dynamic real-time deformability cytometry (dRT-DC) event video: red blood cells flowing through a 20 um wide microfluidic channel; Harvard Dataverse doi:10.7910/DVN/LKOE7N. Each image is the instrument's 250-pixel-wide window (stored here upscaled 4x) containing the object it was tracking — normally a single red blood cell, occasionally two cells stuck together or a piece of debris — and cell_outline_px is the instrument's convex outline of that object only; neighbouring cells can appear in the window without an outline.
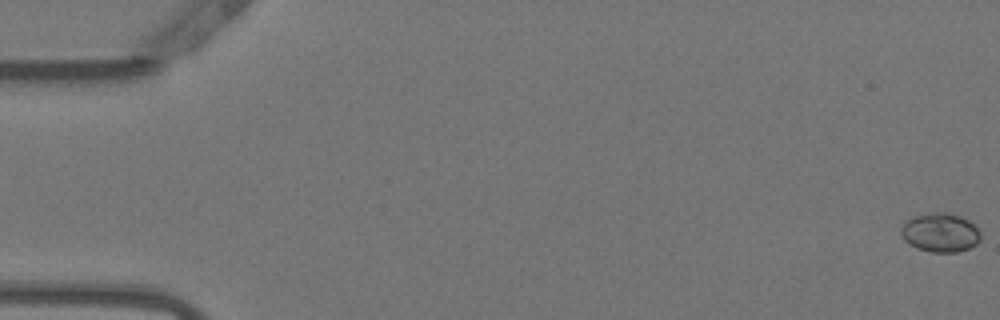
{"species": "Egyptian fruit bat (a non-hibernating species)", "species_latin": "Rousettus aegyptiacus", "temperature_condition": "warm", "stored_images_in_passage": 52, "camera_frame_rate_fps": 3000, "um_per_image_px": 0.085, "animal": {"sex": "female"}, "frame": {"image": 1, "passage_image": 1, "time_ms": 0.0, "image_size_px": [1000, 320], "cell_outline_px": [[980, 240], [976, 244], [968, 248], [956, 252], [932, 252], [916, 248], [908, 244], [904, 240], [900, 232], [900, 228], [912, 216], [936, 212], [948, 212], [960, 216], [968, 220], [980, 232]], "centroid_in_image_um": [79.9, 19.77], "position_along_channel_um": 5.1, "area_um2": 18.03}}
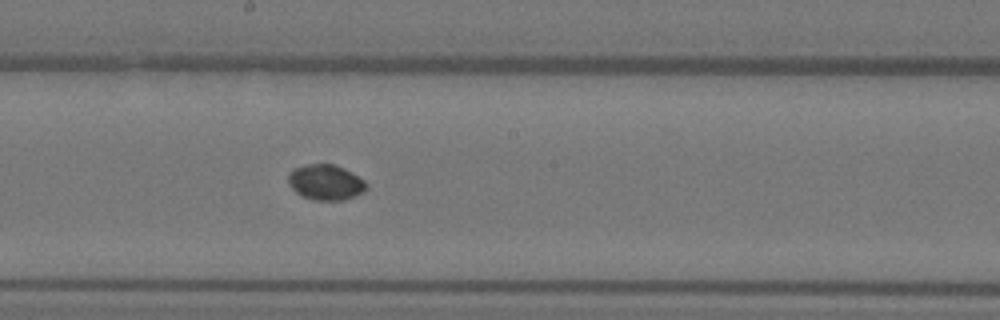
{"frame": {"image": 2, "passage_image": 30, "time_ms": 9.667, "image_size_px": [1000, 320], "cell_outline_px": [[368, 184], [364, 192], [344, 200], [312, 200], [296, 192], [288, 184], [288, 176], [292, 168], [308, 164], [336, 164], [344, 168], [364, 180]], "centroid_in_image_um": [27.68, 15.49], "position_along_channel_um": 220.5, "area_um2": 16.18}}
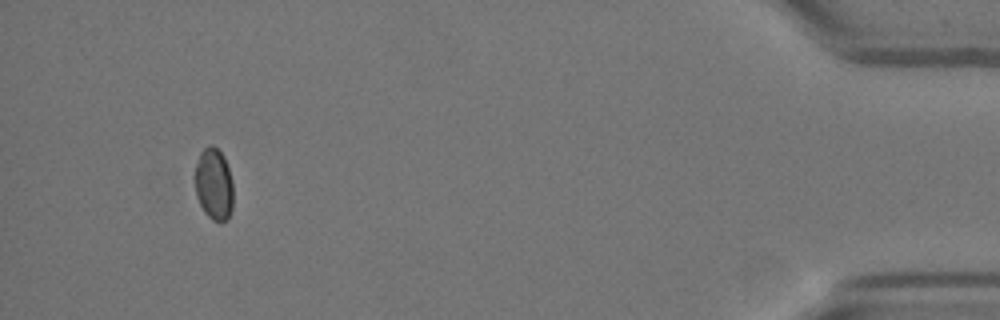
{"frame": {"image": 3, "passage_image": 51, "time_ms": 16.667, "image_size_px": [1000, 320], "cell_outline_px": [[232, 208], [228, 220], [212, 220], [204, 212], [196, 196], [196, 164], [200, 152], [204, 148], [212, 144], [224, 156], [232, 180]], "centroid_in_image_um": [18.18, 15.65], "position_along_channel_um": 417.0, "area_um2": 15.84}}